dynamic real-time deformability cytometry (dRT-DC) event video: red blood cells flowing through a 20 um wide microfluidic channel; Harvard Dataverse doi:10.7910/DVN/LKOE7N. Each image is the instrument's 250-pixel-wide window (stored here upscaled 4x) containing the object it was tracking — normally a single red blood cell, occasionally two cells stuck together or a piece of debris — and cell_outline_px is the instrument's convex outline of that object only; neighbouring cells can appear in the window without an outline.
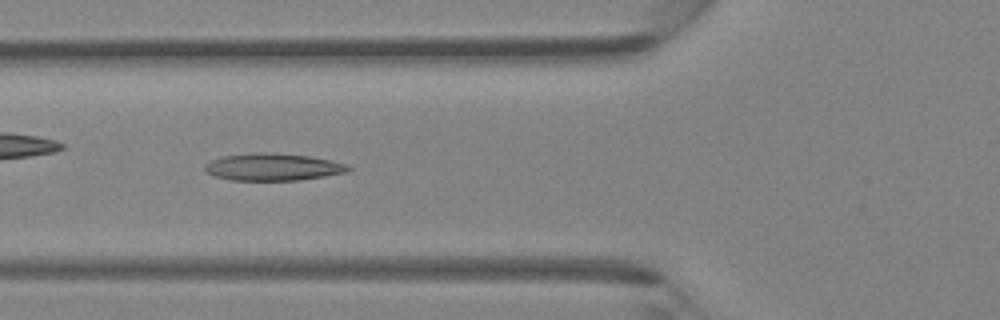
{"species": "Egyptian fruit bat (a non-hibernating species)", "species_latin": "Rousettus aegyptiacus", "temperature_condition": "room temperature", "stored_images_in_passage": 44, "camera_frame_rate_fps": 3000, "um_per_image_px": 0.085, "animal": {"sex": "female"}, "frame": {"image": 1, "passage_image": 16, "time_ms": 5.0, "image_size_px": [1000, 320], "cell_outline_px": [[352, 168], [348, 172], [300, 180], [228, 180], [204, 172], [204, 164], [220, 156], [252, 152], [264, 152], [308, 156], [332, 160], [348, 164]], "centroid_in_image_um": [23.18, 14.19], "position_along_channel_um": 102.6, "area_um2": 22.95}}
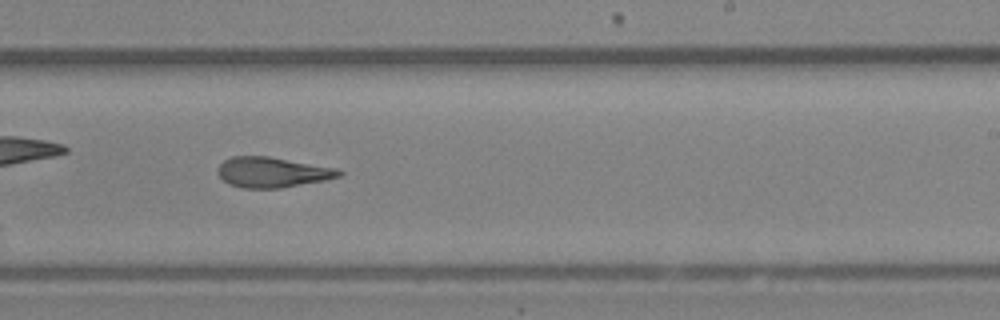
{"frame": {"image": 2, "passage_image": 27, "time_ms": 8.667, "image_size_px": [1000, 320], "cell_outline_px": [[344, 172], [340, 176], [324, 180], [280, 188], [244, 188], [228, 184], [216, 172], [220, 164], [224, 160], [232, 156], [268, 156], [340, 168]], "centroid_in_image_um": [23.16, 14.63], "position_along_channel_um": 265.8, "area_um2": 21.5}}
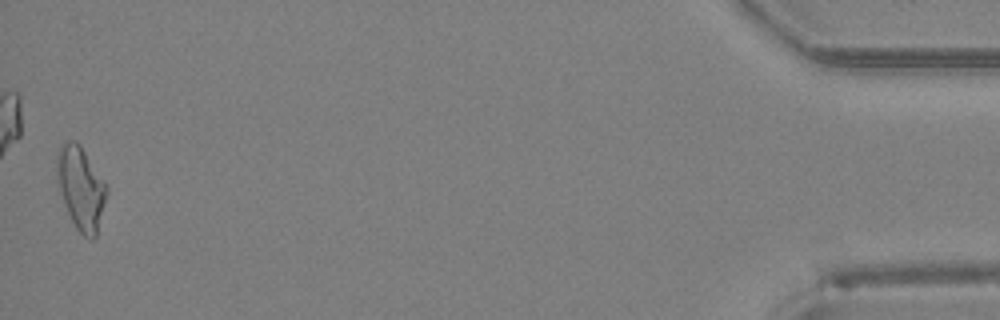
{"frame": {"image": 3, "passage_image": 44, "time_ms": 14.333, "image_size_px": [1000, 320], "cell_outline_px": [[108, 192], [96, 236], [92, 240], [84, 236], [76, 228], [64, 204], [60, 192], [56, 172], [56, 156], [64, 140], [76, 140], [80, 144], [108, 188]], "centroid_in_image_um": [6.86, 15.97], "position_along_channel_um": 428.3, "area_um2": 23.93}}